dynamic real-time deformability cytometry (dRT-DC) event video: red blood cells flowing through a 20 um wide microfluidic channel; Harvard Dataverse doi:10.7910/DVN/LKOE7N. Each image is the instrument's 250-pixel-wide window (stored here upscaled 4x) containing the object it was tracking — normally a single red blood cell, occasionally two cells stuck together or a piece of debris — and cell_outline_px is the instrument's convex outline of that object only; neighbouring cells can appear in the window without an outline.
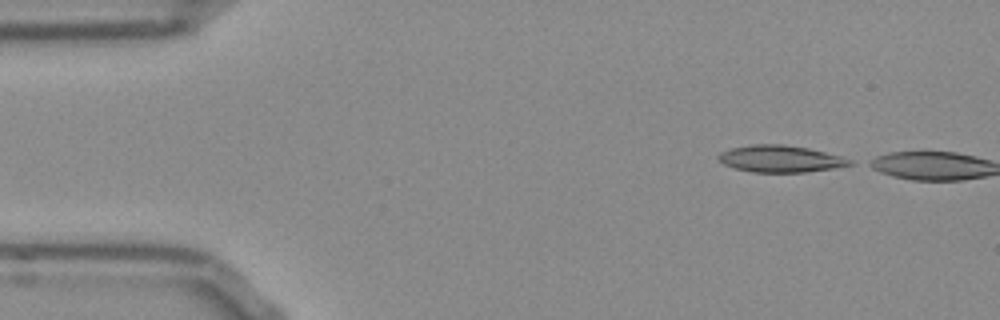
{"species": "Egyptian fruit bat (a non-hibernating species)", "species_latin": "Rousettus aegyptiacus", "temperature_condition": "room temperature", "stored_images_in_passage": 3, "camera_frame_rate_fps": 3000, "um_per_image_px": 0.085, "frame": {"image": 1, "passage_image": 1, "time_ms": 0.0, "image_size_px": [1000, 320], "cell_outline_px": [[856, 164], [832, 168], [804, 172], [752, 172], [736, 168], [724, 164], [716, 156], [720, 152], [732, 148], [752, 144], [784, 144], [808, 148], [840, 156], [852, 160]], "centroid_in_image_um": [66.33, 13.49], "position_along_channel_um": 18.7, "area_um2": 20.4}}